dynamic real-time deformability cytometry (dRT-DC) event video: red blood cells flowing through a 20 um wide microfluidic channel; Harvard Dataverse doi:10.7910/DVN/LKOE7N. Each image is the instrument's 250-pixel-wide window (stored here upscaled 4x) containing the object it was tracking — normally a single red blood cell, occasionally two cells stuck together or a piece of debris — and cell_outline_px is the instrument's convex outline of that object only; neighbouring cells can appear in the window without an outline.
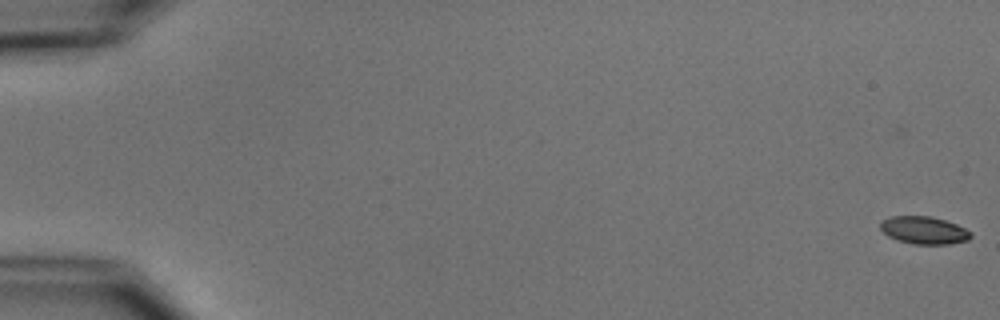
{"species": "common noctule bat (a hibernating species)", "species_latin": "Nyctalus noctula", "temperature_condition": "cold", "stored_images_in_passage": 6, "camera_frame_rate_fps": 3000, "um_per_image_px": 0.085, "animal": {"sex": "male", "body_mass_g": 15.6}, "frame": {"image": 1, "passage_image": 1, "time_ms": 0.0, "image_size_px": [1000, 320], "cell_outline_px": [[972, 236], [968, 240], [948, 244], [912, 244], [888, 236], [880, 228], [880, 220], [888, 216], [932, 216], [956, 224], [972, 232]], "centroid_in_image_um": [78.52, 19.56], "position_along_channel_um": 6.5, "area_um2": 14.57}}
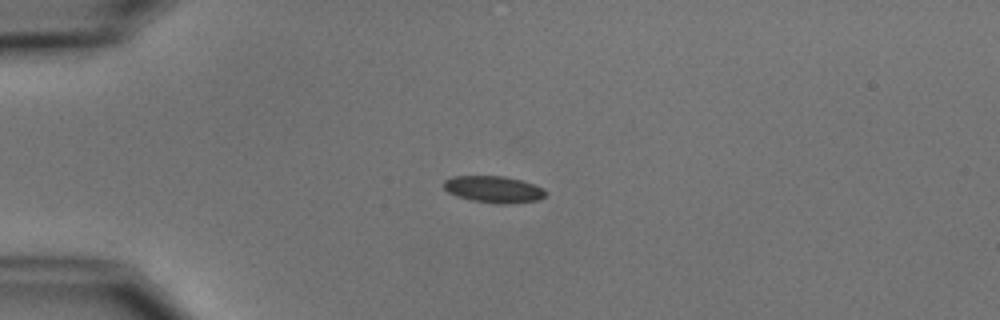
{"frame": {"image": 2, "passage_image": 5, "time_ms": 4.667, "image_size_px": [1000, 320], "cell_outline_px": [[544, 196], [540, 200], [508, 204], [500, 204], [472, 200], [456, 196], [448, 192], [444, 188], [444, 180], [452, 176], [504, 176], [520, 180], [544, 188]], "centroid_in_image_um": [41.94, 16.09], "position_along_channel_um": 43.1, "area_um2": 15.78}}